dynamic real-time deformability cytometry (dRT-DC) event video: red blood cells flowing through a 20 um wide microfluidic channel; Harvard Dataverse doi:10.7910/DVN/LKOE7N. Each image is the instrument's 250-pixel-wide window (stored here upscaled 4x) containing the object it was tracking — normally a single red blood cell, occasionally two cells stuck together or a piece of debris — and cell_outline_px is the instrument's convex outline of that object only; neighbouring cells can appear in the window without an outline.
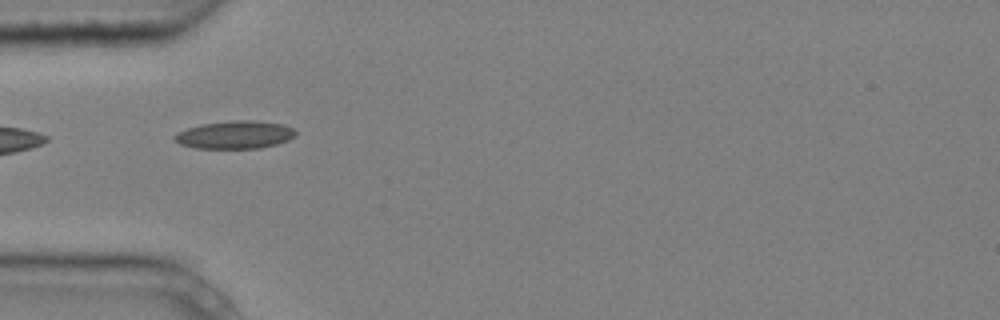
{"species": "common noctule bat (a hibernating species)", "species_latin": "Nyctalus noctula", "temperature_condition": "cold", "stored_images_in_passage": 8, "camera_frame_rate_fps": 3000, "um_per_image_px": 0.085, "animal": {"sex": "male", "body_mass_g": 20.4}, "frame": {"image": 1, "passage_image": 4, "time_ms": 1.0, "image_size_px": [1000, 320], "cell_outline_px": [[296, 136], [288, 140], [276, 144], [260, 148], [196, 148], [180, 144], [172, 136], [176, 132], [200, 124], [236, 120], [252, 120], [284, 124], [292, 128], [296, 132]], "centroid_in_image_um": [19.97, 11.45], "position_along_channel_um": 65.0, "area_um2": 19.65}}
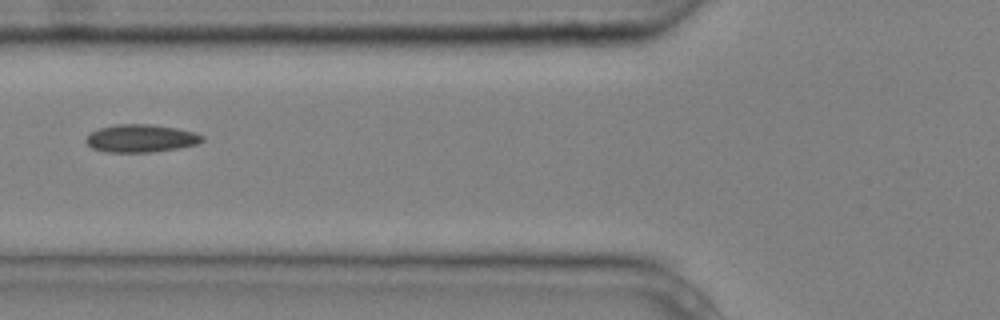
{"frame": {"image": 2, "passage_image": 5, "time_ms": 1.333, "image_size_px": [1000, 320], "cell_outline_px": [[204, 140], [196, 144], [180, 148], [152, 152], [104, 152], [92, 148], [84, 140], [92, 132], [100, 128], [116, 124], [152, 124], [176, 128], [196, 132], [204, 136]], "centroid_in_image_um": [12.0, 11.76], "position_along_channel_um": 113.8, "area_um2": 18.9}}